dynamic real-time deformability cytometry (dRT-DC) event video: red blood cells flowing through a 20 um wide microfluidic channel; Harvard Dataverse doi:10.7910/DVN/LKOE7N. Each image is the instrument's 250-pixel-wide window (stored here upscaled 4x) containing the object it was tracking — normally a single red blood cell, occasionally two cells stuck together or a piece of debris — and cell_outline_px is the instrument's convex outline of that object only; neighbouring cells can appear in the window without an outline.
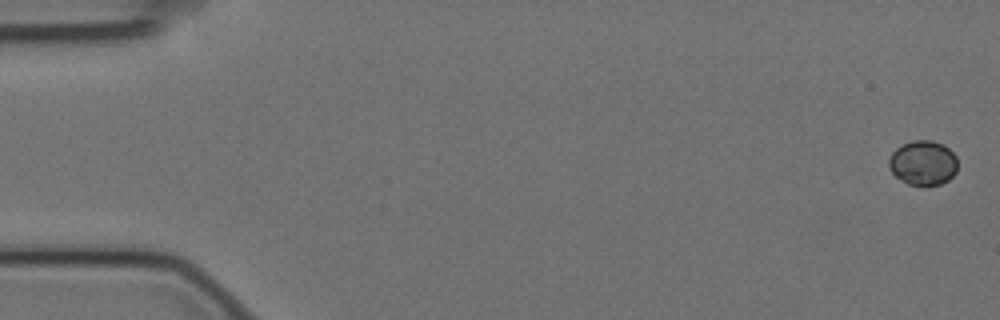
{"species": "Egyptian fruit bat (a non-hibernating species)", "species_latin": "Rousettus aegyptiacus", "temperature_condition": "cold", "stored_images_in_passage": 6, "camera_frame_rate_fps": 3000, "um_per_image_px": 0.085, "animal": {"sex": "female"}, "frame": {"image": 1, "passage_image": 1, "time_ms": 0.0, "image_size_px": [1000, 320], "cell_outline_px": [[956, 172], [948, 180], [940, 184], [908, 184], [900, 180], [892, 172], [888, 164], [888, 160], [892, 152], [896, 148], [912, 140], [932, 140], [944, 144], [956, 156]], "centroid_in_image_um": [78.45, 13.82], "position_along_channel_um": 6.6, "area_um2": 17.74}}
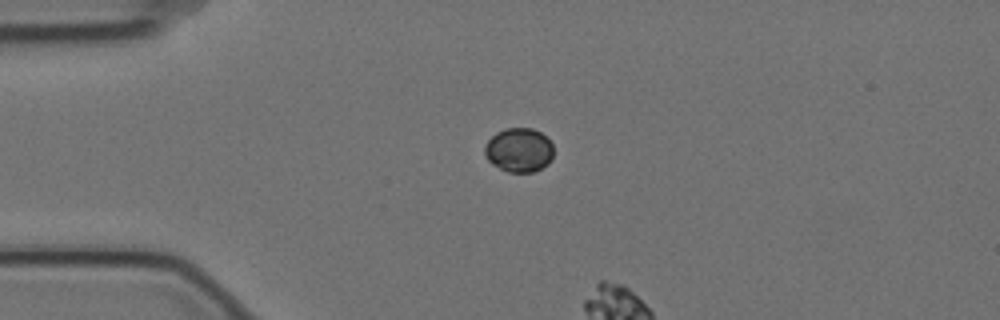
{"frame": {"image": 2, "passage_image": 4, "time_ms": 1.0, "image_size_px": [1000, 320], "cell_outline_px": [[552, 160], [548, 164], [532, 172], [508, 172], [492, 164], [488, 160], [484, 152], [484, 148], [488, 140], [496, 132], [504, 128], [532, 128], [540, 132], [552, 144]], "centroid_in_image_um": [44.1, 12.75], "position_along_channel_um": 40.9, "area_um2": 17.63}}